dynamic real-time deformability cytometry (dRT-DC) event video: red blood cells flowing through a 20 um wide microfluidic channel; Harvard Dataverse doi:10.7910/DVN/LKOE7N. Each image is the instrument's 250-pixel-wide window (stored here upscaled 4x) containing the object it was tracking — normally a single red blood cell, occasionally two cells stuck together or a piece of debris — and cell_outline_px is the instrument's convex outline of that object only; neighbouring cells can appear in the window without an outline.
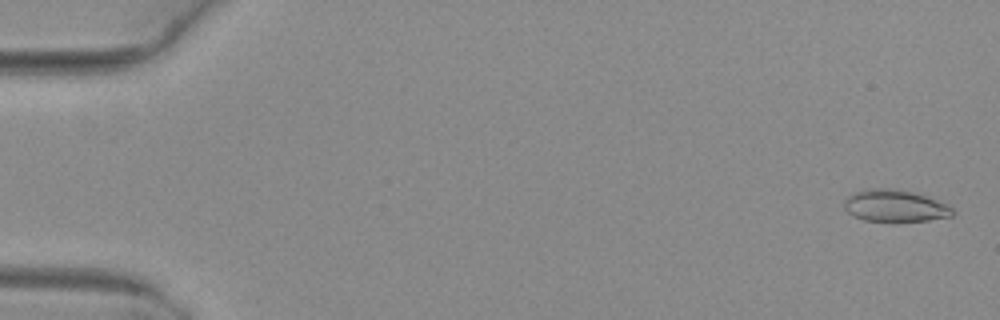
{"species": "common noctule bat (a hibernating species)", "species_latin": "Nyctalus noctula", "temperature_condition": "warm", "stored_images_in_passage": 7, "camera_frame_rate_fps": 3000, "um_per_image_px": 0.085, "animal": {"sex": "female", "body_mass_g": 29.2, "forearm_length_mm": 56.3}, "frame": {"image": 1, "passage_image": 1, "time_ms": 0.0, "image_size_px": [1000, 320], "cell_outline_px": [[956, 212], [952, 216], [928, 220], [892, 224], [864, 220], [848, 212], [844, 208], [844, 200], [848, 196], [864, 188], [892, 188], [920, 192], [948, 204]], "centroid_in_image_um": [76.12, 17.51], "position_along_channel_um": 8.9, "area_um2": 21.21}}
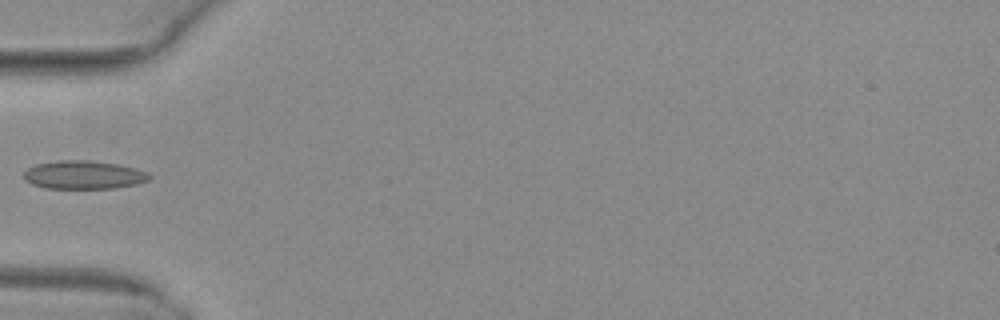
{"frame": {"image": 2, "passage_image": 5, "time_ms": 1.333, "image_size_px": [1000, 320], "cell_outline_px": [[152, 176], [148, 180], [136, 184], [112, 188], [44, 188], [32, 184], [24, 180], [24, 172], [28, 168], [36, 164], [56, 160], [88, 160], [120, 164], [148, 172]], "centroid_in_image_um": [7.1, 14.85], "position_along_channel_um": 77.9, "area_um2": 20.81}}
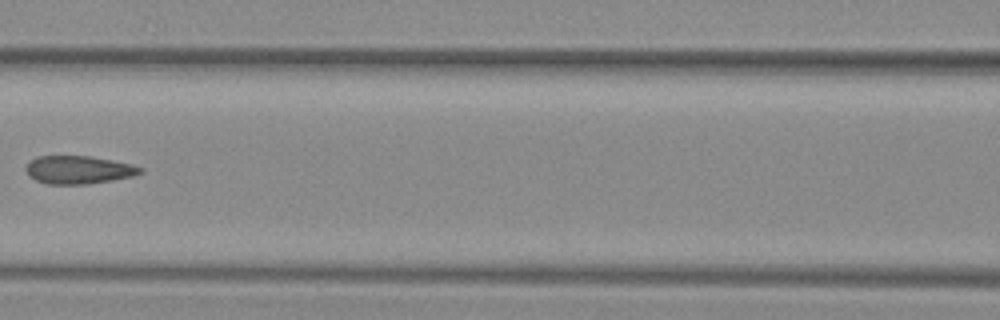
{"frame": {"image": 3, "passage_image": 7, "time_ms": 2.0, "image_size_px": [1000, 320], "cell_outline_px": [[144, 172], [132, 176], [112, 180], [88, 184], [48, 184], [36, 180], [28, 176], [24, 168], [36, 156], [88, 156], [112, 160], [132, 164], [144, 168]], "centroid_in_image_um": [6.68, 14.43], "position_along_channel_um": 159.9, "area_um2": 18.73}}